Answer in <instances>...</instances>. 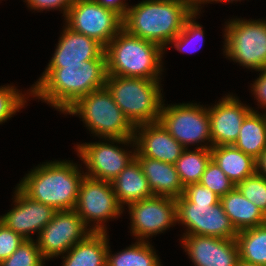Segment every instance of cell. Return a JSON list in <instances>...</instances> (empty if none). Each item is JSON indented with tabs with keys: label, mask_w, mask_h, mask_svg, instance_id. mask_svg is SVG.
<instances>
[{
	"label": "cell",
	"mask_w": 266,
	"mask_h": 266,
	"mask_svg": "<svg viewBox=\"0 0 266 266\" xmlns=\"http://www.w3.org/2000/svg\"><path fill=\"white\" fill-rule=\"evenodd\" d=\"M106 59H92L82 64L45 68L30 86L31 96L47 103L62 114L79 98L105 87Z\"/></svg>",
	"instance_id": "6da1fadb"
},
{
	"label": "cell",
	"mask_w": 266,
	"mask_h": 266,
	"mask_svg": "<svg viewBox=\"0 0 266 266\" xmlns=\"http://www.w3.org/2000/svg\"><path fill=\"white\" fill-rule=\"evenodd\" d=\"M64 20L71 30L97 40L104 47L123 29V18L94 0H74Z\"/></svg>",
	"instance_id": "8fae6325"
},
{
	"label": "cell",
	"mask_w": 266,
	"mask_h": 266,
	"mask_svg": "<svg viewBox=\"0 0 266 266\" xmlns=\"http://www.w3.org/2000/svg\"><path fill=\"white\" fill-rule=\"evenodd\" d=\"M225 23V58L248 70L266 68V20L232 18Z\"/></svg>",
	"instance_id": "52a82bcc"
},
{
	"label": "cell",
	"mask_w": 266,
	"mask_h": 266,
	"mask_svg": "<svg viewBox=\"0 0 266 266\" xmlns=\"http://www.w3.org/2000/svg\"><path fill=\"white\" fill-rule=\"evenodd\" d=\"M180 242L194 266H236L240 259L236 239L182 235Z\"/></svg>",
	"instance_id": "9a60e30c"
},
{
	"label": "cell",
	"mask_w": 266,
	"mask_h": 266,
	"mask_svg": "<svg viewBox=\"0 0 266 266\" xmlns=\"http://www.w3.org/2000/svg\"><path fill=\"white\" fill-rule=\"evenodd\" d=\"M63 27L46 68H62L63 65L82 64L87 60L106 59L105 47L97 40L74 32L66 25Z\"/></svg>",
	"instance_id": "ac0fdd59"
},
{
	"label": "cell",
	"mask_w": 266,
	"mask_h": 266,
	"mask_svg": "<svg viewBox=\"0 0 266 266\" xmlns=\"http://www.w3.org/2000/svg\"><path fill=\"white\" fill-rule=\"evenodd\" d=\"M236 266H259V265H255V264L247 263V262H245V261L239 259V260L237 261Z\"/></svg>",
	"instance_id": "b9f144b4"
},
{
	"label": "cell",
	"mask_w": 266,
	"mask_h": 266,
	"mask_svg": "<svg viewBox=\"0 0 266 266\" xmlns=\"http://www.w3.org/2000/svg\"><path fill=\"white\" fill-rule=\"evenodd\" d=\"M195 10L192 0H142L128 8L123 29L166 50Z\"/></svg>",
	"instance_id": "7a4b0ae2"
},
{
	"label": "cell",
	"mask_w": 266,
	"mask_h": 266,
	"mask_svg": "<svg viewBox=\"0 0 266 266\" xmlns=\"http://www.w3.org/2000/svg\"><path fill=\"white\" fill-rule=\"evenodd\" d=\"M194 3L198 4V0H192Z\"/></svg>",
	"instance_id": "7bdbcfd3"
},
{
	"label": "cell",
	"mask_w": 266,
	"mask_h": 266,
	"mask_svg": "<svg viewBox=\"0 0 266 266\" xmlns=\"http://www.w3.org/2000/svg\"><path fill=\"white\" fill-rule=\"evenodd\" d=\"M80 165L73 160H47L28 171L17 187L32 200L49 205L56 211L74 210L85 176Z\"/></svg>",
	"instance_id": "3957f363"
},
{
	"label": "cell",
	"mask_w": 266,
	"mask_h": 266,
	"mask_svg": "<svg viewBox=\"0 0 266 266\" xmlns=\"http://www.w3.org/2000/svg\"><path fill=\"white\" fill-rule=\"evenodd\" d=\"M259 77L253 81L250 86L254 100L256 99L258 108L264 109L266 112V68L257 71Z\"/></svg>",
	"instance_id": "74e56055"
},
{
	"label": "cell",
	"mask_w": 266,
	"mask_h": 266,
	"mask_svg": "<svg viewBox=\"0 0 266 266\" xmlns=\"http://www.w3.org/2000/svg\"><path fill=\"white\" fill-rule=\"evenodd\" d=\"M183 196L192 203H219L220 197L208 187L200 183L188 184L184 187Z\"/></svg>",
	"instance_id": "d590c367"
},
{
	"label": "cell",
	"mask_w": 266,
	"mask_h": 266,
	"mask_svg": "<svg viewBox=\"0 0 266 266\" xmlns=\"http://www.w3.org/2000/svg\"><path fill=\"white\" fill-rule=\"evenodd\" d=\"M256 173L266 178V149L256 159Z\"/></svg>",
	"instance_id": "ab89813d"
},
{
	"label": "cell",
	"mask_w": 266,
	"mask_h": 266,
	"mask_svg": "<svg viewBox=\"0 0 266 266\" xmlns=\"http://www.w3.org/2000/svg\"><path fill=\"white\" fill-rule=\"evenodd\" d=\"M28 91L23 94L15 85L11 84L0 86V124L7 122L25 107L26 100H29L28 98L31 96L30 89Z\"/></svg>",
	"instance_id": "4dcf8cb0"
},
{
	"label": "cell",
	"mask_w": 266,
	"mask_h": 266,
	"mask_svg": "<svg viewBox=\"0 0 266 266\" xmlns=\"http://www.w3.org/2000/svg\"><path fill=\"white\" fill-rule=\"evenodd\" d=\"M105 86L134 126L158 122L164 101L161 80L107 75Z\"/></svg>",
	"instance_id": "5b68a950"
},
{
	"label": "cell",
	"mask_w": 266,
	"mask_h": 266,
	"mask_svg": "<svg viewBox=\"0 0 266 266\" xmlns=\"http://www.w3.org/2000/svg\"><path fill=\"white\" fill-rule=\"evenodd\" d=\"M233 145L256 160L266 149V112L251 111L243 120Z\"/></svg>",
	"instance_id": "cb8c5ba5"
},
{
	"label": "cell",
	"mask_w": 266,
	"mask_h": 266,
	"mask_svg": "<svg viewBox=\"0 0 266 266\" xmlns=\"http://www.w3.org/2000/svg\"><path fill=\"white\" fill-rule=\"evenodd\" d=\"M201 11L195 10L194 13L185 21L181 32L169 43L173 47L183 53H195L203 46L204 30L202 25L196 21ZM198 45V46H197ZM195 46V47H194Z\"/></svg>",
	"instance_id": "f1b7e54d"
},
{
	"label": "cell",
	"mask_w": 266,
	"mask_h": 266,
	"mask_svg": "<svg viewBox=\"0 0 266 266\" xmlns=\"http://www.w3.org/2000/svg\"><path fill=\"white\" fill-rule=\"evenodd\" d=\"M130 232L140 241L164 233L177 223L176 200L166 196H152L127 205Z\"/></svg>",
	"instance_id": "7c38bea8"
},
{
	"label": "cell",
	"mask_w": 266,
	"mask_h": 266,
	"mask_svg": "<svg viewBox=\"0 0 266 266\" xmlns=\"http://www.w3.org/2000/svg\"><path fill=\"white\" fill-rule=\"evenodd\" d=\"M74 211L92 232H107L105 223L119 218L124 208L119 204L111 182L84 176Z\"/></svg>",
	"instance_id": "30bf717a"
},
{
	"label": "cell",
	"mask_w": 266,
	"mask_h": 266,
	"mask_svg": "<svg viewBox=\"0 0 266 266\" xmlns=\"http://www.w3.org/2000/svg\"><path fill=\"white\" fill-rule=\"evenodd\" d=\"M101 4L103 7L115 11L122 18L127 14L128 8L130 7L126 0H94Z\"/></svg>",
	"instance_id": "f35d334b"
},
{
	"label": "cell",
	"mask_w": 266,
	"mask_h": 266,
	"mask_svg": "<svg viewBox=\"0 0 266 266\" xmlns=\"http://www.w3.org/2000/svg\"><path fill=\"white\" fill-rule=\"evenodd\" d=\"M238 1H241V0H200V1L198 2V4H197V10L201 11V9H202V7H203L202 5H203V4H207V3H212V2H213V3H217V2L219 3V2H220V3L223 4L224 2H225V3H229V2H230V3H233V2H238Z\"/></svg>",
	"instance_id": "60d3db41"
},
{
	"label": "cell",
	"mask_w": 266,
	"mask_h": 266,
	"mask_svg": "<svg viewBox=\"0 0 266 266\" xmlns=\"http://www.w3.org/2000/svg\"><path fill=\"white\" fill-rule=\"evenodd\" d=\"M108 232H91L62 255V266H106Z\"/></svg>",
	"instance_id": "44dd1931"
},
{
	"label": "cell",
	"mask_w": 266,
	"mask_h": 266,
	"mask_svg": "<svg viewBox=\"0 0 266 266\" xmlns=\"http://www.w3.org/2000/svg\"><path fill=\"white\" fill-rule=\"evenodd\" d=\"M254 110L233 94H225L214 106H208L212 147L233 145L238 139L243 120Z\"/></svg>",
	"instance_id": "2e32d148"
},
{
	"label": "cell",
	"mask_w": 266,
	"mask_h": 266,
	"mask_svg": "<svg viewBox=\"0 0 266 266\" xmlns=\"http://www.w3.org/2000/svg\"><path fill=\"white\" fill-rule=\"evenodd\" d=\"M100 139L98 142L77 143L75 151L85 164V176L111 182L135 158V140L134 138H102V142ZM118 144H122V147L123 145L132 147V149L125 150Z\"/></svg>",
	"instance_id": "9c48e42d"
},
{
	"label": "cell",
	"mask_w": 266,
	"mask_h": 266,
	"mask_svg": "<svg viewBox=\"0 0 266 266\" xmlns=\"http://www.w3.org/2000/svg\"><path fill=\"white\" fill-rule=\"evenodd\" d=\"M24 240L0 222V262L10 257Z\"/></svg>",
	"instance_id": "e575fe53"
},
{
	"label": "cell",
	"mask_w": 266,
	"mask_h": 266,
	"mask_svg": "<svg viewBox=\"0 0 266 266\" xmlns=\"http://www.w3.org/2000/svg\"><path fill=\"white\" fill-rule=\"evenodd\" d=\"M135 158L140 163L154 196H166L177 199L183 195L184 186L174 164L149 157Z\"/></svg>",
	"instance_id": "d6986e66"
},
{
	"label": "cell",
	"mask_w": 266,
	"mask_h": 266,
	"mask_svg": "<svg viewBox=\"0 0 266 266\" xmlns=\"http://www.w3.org/2000/svg\"><path fill=\"white\" fill-rule=\"evenodd\" d=\"M236 240L241 260L266 266V223L239 231Z\"/></svg>",
	"instance_id": "484cf974"
},
{
	"label": "cell",
	"mask_w": 266,
	"mask_h": 266,
	"mask_svg": "<svg viewBox=\"0 0 266 266\" xmlns=\"http://www.w3.org/2000/svg\"><path fill=\"white\" fill-rule=\"evenodd\" d=\"M73 1L74 0H24L26 5H28L27 7L32 11L42 12L44 10H59L64 18Z\"/></svg>",
	"instance_id": "8d00e7d4"
},
{
	"label": "cell",
	"mask_w": 266,
	"mask_h": 266,
	"mask_svg": "<svg viewBox=\"0 0 266 266\" xmlns=\"http://www.w3.org/2000/svg\"><path fill=\"white\" fill-rule=\"evenodd\" d=\"M110 247L109 245L106 266H163L156 250L148 241L136 240L134 244L114 254Z\"/></svg>",
	"instance_id": "d4e9b609"
},
{
	"label": "cell",
	"mask_w": 266,
	"mask_h": 266,
	"mask_svg": "<svg viewBox=\"0 0 266 266\" xmlns=\"http://www.w3.org/2000/svg\"><path fill=\"white\" fill-rule=\"evenodd\" d=\"M45 261L33 239L24 240L10 257L0 262V266H45Z\"/></svg>",
	"instance_id": "1f68e13d"
},
{
	"label": "cell",
	"mask_w": 266,
	"mask_h": 266,
	"mask_svg": "<svg viewBox=\"0 0 266 266\" xmlns=\"http://www.w3.org/2000/svg\"><path fill=\"white\" fill-rule=\"evenodd\" d=\"M13 196L14 206L7 213L0 215V222L12 229L25 240H33L37 233L52 220L56 210L26 196L17 186Z\"/></svg>",
	"instance_id": "5bb4252c"
},
{
	"label": "cell",
	"mask_w": 266,
	"mask_h": 266,
	"mask_svg": "<svg viewBox=\"0 0 266 266\" xmlns=\"http://www.w3.org/2000/svg\"><path fill=\"white\" fill-rule=\"evenodd\" d=\"M111 184L119 204L124 209V205L154 196L136 158L111 181Z\"/></svg>",
	"instance_id": "ffe728a7"
},
{
	"label": "cell",
	"mask_w": 266,
	"mask_h": 266,
	"mask_svg": "<svg viewBox=\"0 0 266 266\" xmlns=\"http://www.w3.org/2000/svg\"><path fill=\"white\" fill-rule=\"evenodd\" d=\"M220 202L238 232L266 223L263 211L244 197L236 187L222 196Z\"/></svg>",
	"instance_id": "7402d4cb"
},
{
	"label": "cell",
	"mask_w": 266,
	"mask_h": 266,
	"mask_svg": "<svg viewBox=\"0 0 266 266\" xmlns=\"http://www.w3.org/2000/svg\"><path fill=\"white\" fill-rule=\"evenodd\" d=\"M163 101L158 122L185 149L211 148V129L208 105L197 103L166 104ZM204 143V144H203Z\"/></svg>",
	"instance_id": "ba28073f"
},
{
	"label": "cell",
	"mask_w": 266,
	"mask_h": 266,
	"mask_svg": "<svg viewBox=\"0 0 266 266\" xmlns=\"http://www.w3.org/2000/svg\"><path fill=\"white\" fill-rule=\"evenodd\" d=\"M175 200L177 223L186 228L182 235L205 236L206 209L217 203H192L183 195Z\"/></svg>",
	"instance_id": "83f0119b"
},
{
	"label": "cell",
	"mask_w": 266,
	"mask_h": 266,
	"mask_svg": "<svg viewBox=\"0 0 266 266\" xmlns=\"http://www.w3.org/2000/svg\"><path fill=\"white\" fill-rule=\"evenodd\" d=\"M135 157H149L175 164L185 148L159 123L135 126Z\"/></svg>",
	"instance_id": "e0dca14e"
},
{
	"label": "cell",
	"mask_w": 266,
	"mask_h": 266,
	"mask_svg": "<svg viewBox=\"0 0 266 266\" xmlns=\"http://www.w3.org/2000/svg\"><path fill=\"white\" fill-rule=\"evenodd\" d=\"M63 114L78 116L98 138H134L135 126L129 121L105 87L79 98Z\"/></svg>",
	"instance_id": "8992f818"
},
{
	"label": "cell",
	"mask_w": 266,
	"mask_h": 266,
	"mask_svg": "<svg viewBox=\"0 0 266 266\" xmlns=\"http://www.w3.org/2000/svg\"><path fill=\"white\" fill-rule=\"evenodd\" d=\"M238 231L226 215L221 202L206 209L205 236L236 239Z\"/></svg>",
	"instance_id": "f546056e"
},
{
	"label": "cell",
	"mask_w": 266,
	"mask_h": 266,
	"mask_svg": "<svg viewBox=\"0 0 266 266\" xmlns=\"http://www.w3.org/2000/svg\"><path fill=\"white\" fill-rule=\"evenodd\" d=\"M91 232L74 210H61L55 212L52 220L39 233L36 242L43 257L49 261L66 254Z\"/></svg>",
	"instance_id": "4fadbf2b"
},
{
	"label": "cell",
	"mask_w": 266,
	"mask_h": 266,
	"mask_svg": "<svg viewBox=\"0 0 266 266\" xmlns=\"http://www.w3.org/2000/svg\"><path fill=\"white\" fill-rule=\"evenodd\" d=\"M240 193L266 215V178L255 173L235 185Z\"/></svg>",
	"instance_id": "d6a6232c"
},
{
	"label": "cell",
	"mask_w": 266,
	"mask_h": 266,
	"mask_svg": "<svg viewBox=\"0 0 266 266\" xmlns=\"http://www.w3.org/2000/svg\"><path fill=\"white\" fill-rule=\"evenodd\" d=\"M199 183L205 187H208L220 198L235 187V184L227 177V175L212 159L210 160L206 167V170L202 174Z\"/></svg>",
	"instance_id": "836d02e7"
},
{
	"label": "cell",
	"mask_w": 266,
	"mask_h": 266,
	"mask_svg": "<svg viewBox=\"0 0 266 266\" xmlns=\"http://www.w3.org/2000/svg\"><path fill=\"white\" fill-rule=\"evenodd\" d=\"M212 160L236 185L256 173V160L234 145H219L210 148Z\"/></svg>",
	"instance_id": "603a6c76"
},
{
	"label": "cell",
	"mask_w": 266,
	"mask_h": 266,
	"mask_svg": "<svg viewBox=\"0 0 266 266\" xmlns=\"http://www.w3.org/2000/svg\"><path fill=\"white\" fill-rule=\"evenodd\" d=\"M165 50L122 29L105 47L107 75L162 80Z\"/></svg>",
	"instance_id": "277c9868"
},
{
	"label": "cell",
	"mask_w": 266,
	"mask_h": 266,
	"mask_svg": "<svg viewBox=\"0 0 266 266\" xmlns=\"http://www.w3.org/2000/svg\"><path fill=\"white\" fill-rule=\"evenodd\" d=\"M211 159L210 148L185 149L174 164L183 186L199 183Z\"/></svg>",
	"instance_id": "4316f807"
}]
</instances>
